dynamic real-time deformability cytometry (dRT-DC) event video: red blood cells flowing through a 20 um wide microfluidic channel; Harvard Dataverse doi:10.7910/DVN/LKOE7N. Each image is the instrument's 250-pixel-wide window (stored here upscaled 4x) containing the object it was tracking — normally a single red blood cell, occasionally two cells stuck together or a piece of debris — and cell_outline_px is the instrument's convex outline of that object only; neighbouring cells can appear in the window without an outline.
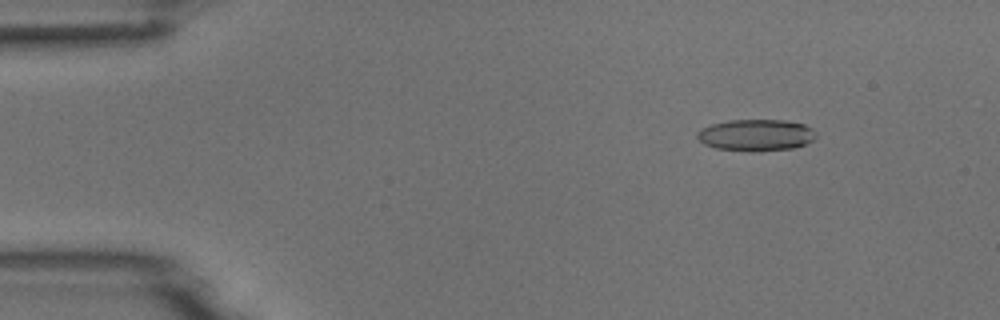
{"species": "common noctule bat (a hibernating species)", "species_latin": "Nyctalus noctula", "temperature_condition": "room temperature", "stored_images_in_passage": 53, "camera_frame_rate_fps": 3000, "um_per_image_px": 0.085, "animal": {"sex": "male", "body_mass_g": 18.8}, "frame": {"image": 1, "passage_image": 7, "time_ms": 2.0, "image_size_px": [1000, 320], "cell_outline_px": [[816, 136], [812, 140], [804, 144], [792, 148], [756, 152], [748, 152], [716, 148], [704, 144], [696, 136], [696, 132], [712, 124], [728, 120], [784, 120], [804, 124], [812, 128], [816, 132]], "centroid_in_image_um": [64.26, 11.49], "position_along_channel_um": 20.7, "area_um2": 21.96}}
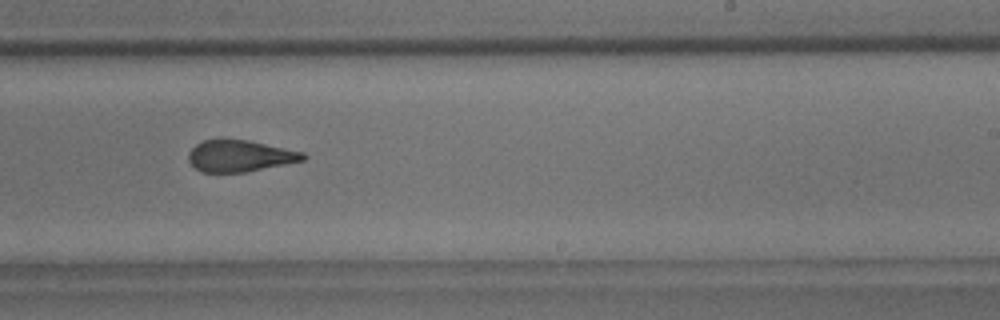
{"frame": {"image": 2, "passage_image": 33, "time_ms": 10.667, "image_size_px": [1000, 320], "cell_outline_px": [[308, 156], [304, 160], [248, 172], [200, 172], [188, 160], [188, 152], [196, 144], [204, 140], [220, 136], [224, 136], [248, 140], [304, 152]], "centroid_in_image_um": [20.36, 13.22], "position_along_channel_um": 268.6, "area_um2": 21.68}}
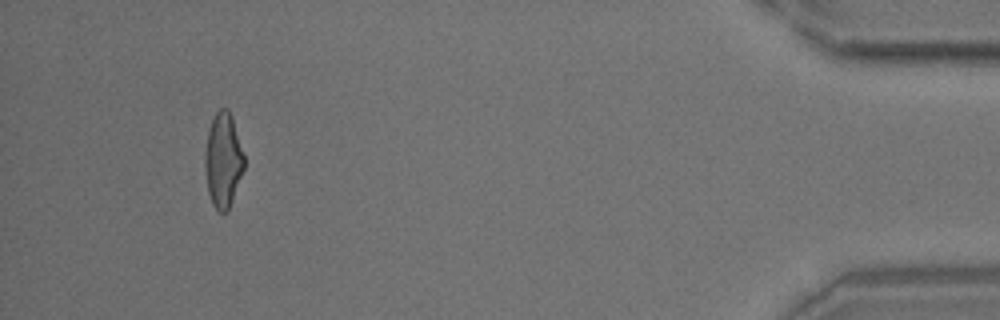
{"frame": {"image": 3, "passage_image": 50, "time_ms": 16.333, "image_size_px": [1000, 320], "cell_outline_px": [[244, 168], [232, 200], [228, 208], [224, 212], [220, 212], [212, 204], [208, 192], [204, 164], [204, 152], [208, 132], [212, 120], [216, 112], [220, 108], [228, 108], [232, 116], [244, 156]], "centroid_in_image_um": [18.95, 13.59], "position_along_channel_um": 416.3, "area_um2": 21.39}}